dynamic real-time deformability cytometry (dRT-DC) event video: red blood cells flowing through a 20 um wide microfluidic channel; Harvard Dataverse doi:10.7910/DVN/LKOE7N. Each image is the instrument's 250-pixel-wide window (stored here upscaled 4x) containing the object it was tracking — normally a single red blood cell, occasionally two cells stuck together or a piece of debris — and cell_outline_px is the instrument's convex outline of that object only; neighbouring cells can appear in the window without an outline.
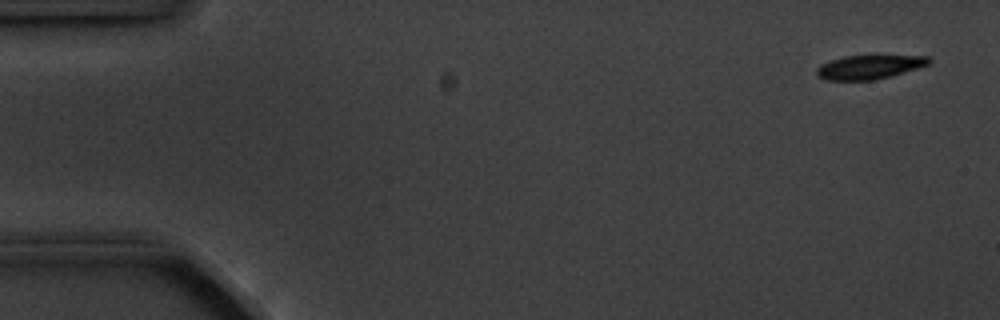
{"species": "common noctule bat (a hibernating species)", "species_latin": "Nyctalus noctula", "temperature_condition": "cold", "stored_images_in_passage": 4, "camera_frame_rate_fps": 3000, "um_per_image_px": 0.085, "animal": {"sex": "male", "body_mass_g": 20.1, "forearm_length_mm": 53.5}, "frame": {"image": 1, "passage_image": 1, "time_ms": 0.0, "image_size_px": [1000, 320], "cell_outline_px": [[932, 60], [928, 64], [892, 76], [872, 80], [824, 80], [816, 76], [816, 68], [820, 64], [844, 56], [932, 56]], "centroid_in_image_um": [73.85, 5.7], "position_along_channel_um": 11.2, "area_um2": 15.61}}
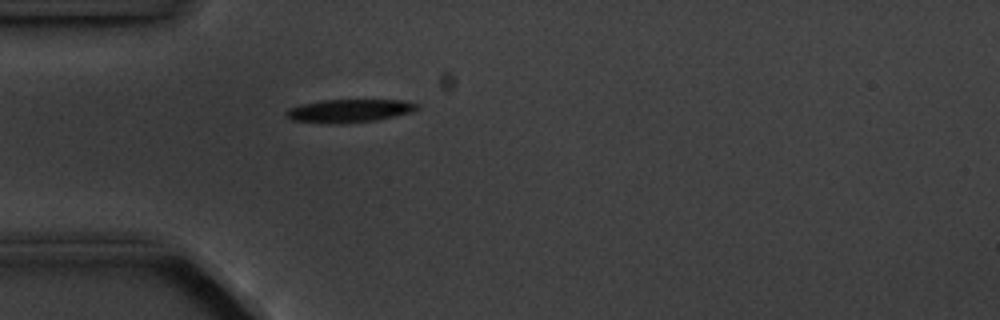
{"frame": {"image": 2, "passage_image": 4, "time_ms": 4.333, "image_size_px": [1000, 320], "cell_outline_px": [[420, 108], [412, 112], [376, 120], [340, 124], [292, 120], [284, 116], [284, 112], [288, 108], [300, 104], [320, 100], [404, 100], [420, 104]], "centroid_in_image_um": [29.68, 9.41], "position_along_channel_um": 55.3, "area_um2": 17.8}}